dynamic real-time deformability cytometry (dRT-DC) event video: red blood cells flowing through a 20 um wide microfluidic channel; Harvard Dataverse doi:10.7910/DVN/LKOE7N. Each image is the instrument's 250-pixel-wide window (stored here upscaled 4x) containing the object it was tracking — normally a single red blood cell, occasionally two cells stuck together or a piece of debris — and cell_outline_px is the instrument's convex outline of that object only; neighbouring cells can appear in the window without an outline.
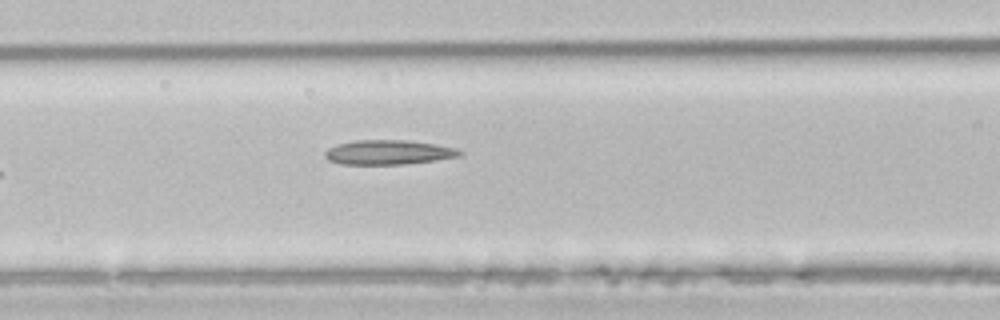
{"species": "common noctule bat (a hibernating species)", "species_latin": "Nyctalus noctula", "temperature_condition": "room temperature", "stored_images_in_passage": 5, "camera_frame_rate_fps": 3000, "um_per_image_px": 0.085, "animal": {"sex": "male", "body_mass_g": 21.5, "forearm_length_mm": 52.0}, "frame": {"image": 1, "passage_image": 5, "time_ms": 5.333, "image_size_px": [1000, 320], "cell_outline_px": [[464, 152], [460, 156], [436, 160], [404, 164], [340, 164], [328, 160], [324, 156], [324, 152], [328, 148], [336, 144], [356, 140], [408, 140], [436, 144], [456, 148]], "centroid_in_image_um": [33.0, 12.94], "position_along_channel_um": 133.6, "area_um2": 19.36}}